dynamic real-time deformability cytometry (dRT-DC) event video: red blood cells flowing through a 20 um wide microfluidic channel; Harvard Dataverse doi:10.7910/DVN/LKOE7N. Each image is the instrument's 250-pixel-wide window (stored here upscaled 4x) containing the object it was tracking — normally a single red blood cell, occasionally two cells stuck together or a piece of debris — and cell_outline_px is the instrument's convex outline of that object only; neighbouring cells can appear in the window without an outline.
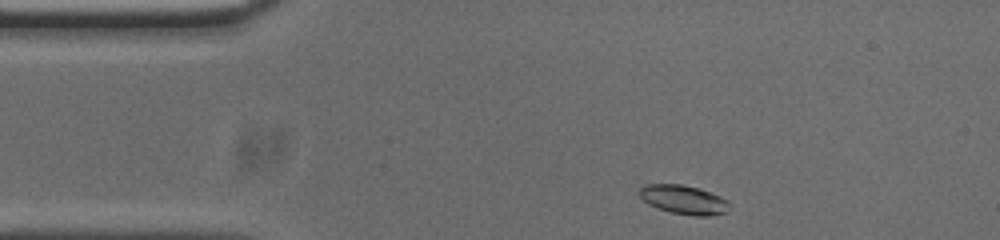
{"species": "common noctule bat (a hibernating species)", "species_latin": "Nyctalus noctula", "temperature_condition": "cold", "stored_images_in_passage": 47, "camera_frame_rate_fps": 3000, "um_per_image_px": 0.085, "animal": {"sex": "male", "body_mass_g": 20.0, "forearm_length_mm": 53.3}, "frame": {"image": 1, "passage_image": 1, "time_ms": 0.0, "image_size_px": [1000, 240], "cell_outline_px": [[728, 212], [712, 216], [696, 216], [672, 212], [656, 208], [648, 204], [640, 196], [640, 188], [644, 184], [680, 184], [696, 188], [720, 196], [728, 200]], "centroid_in_image_um": [58.11, 16.98], "position_along_channel_um": 26.9, "area_um2": 15.09}}
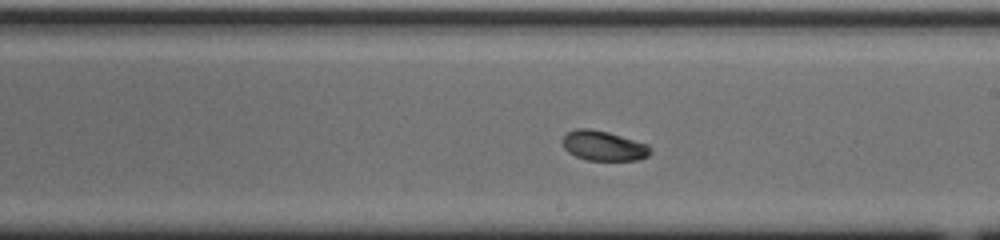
{"frame": {"image": 2, "passage_image": 22, "time_ms": 7.0, "image_size_px": [1000, 240], "cell_outline_px": [[652, 152], [648, 156], [640, 160], [588, 160], [576, 156], [568, 152], [564, 148], [560, 140], [568, 132], [576, 128], [588, 128], [608, 132], [648, 144], [652, 148]], "centroid_in_image_um": [51.31, 12.39], "position_along_channel_um": 237.7, "area_um2": 15.43}}
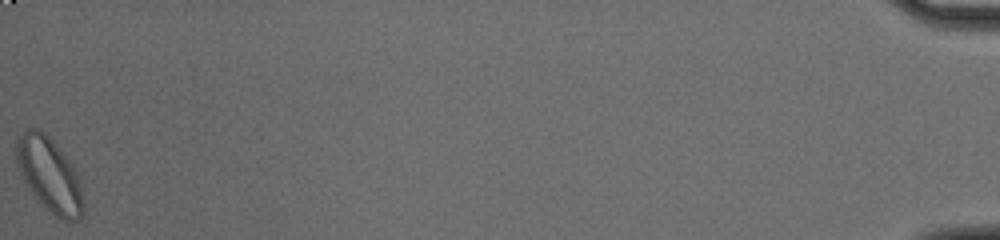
{"frame": {"image": 3, "passage_image": 47, "time_ms": 15.333, "image_size_px": [1000, 240], "cell_outline_px": [[84, 212], [76, 220], [60, 220], [44, 208], [24, 184], [16, 164], [16, 136], [24, 128], [36, 128], [44, 132], [60, 148], [72, 164], [80, 180], [84, 204]], "centroid_in_image_um": [4.17, 14.84], "position_along_channel_um": 431.0, "area_um2": 29.59}, "authors_computed_cell_mechanics": {"area_um2": 15.5482, "velocity_mm_per_s": 3.6672, "shape_relaxation_time_tau1_ms": 2.0359, "shape_relaxation_time_tau2_ms": 9.3896, "deformation_change_tau1": 0.0925, "deformation_change_tau2": 0.0691}}